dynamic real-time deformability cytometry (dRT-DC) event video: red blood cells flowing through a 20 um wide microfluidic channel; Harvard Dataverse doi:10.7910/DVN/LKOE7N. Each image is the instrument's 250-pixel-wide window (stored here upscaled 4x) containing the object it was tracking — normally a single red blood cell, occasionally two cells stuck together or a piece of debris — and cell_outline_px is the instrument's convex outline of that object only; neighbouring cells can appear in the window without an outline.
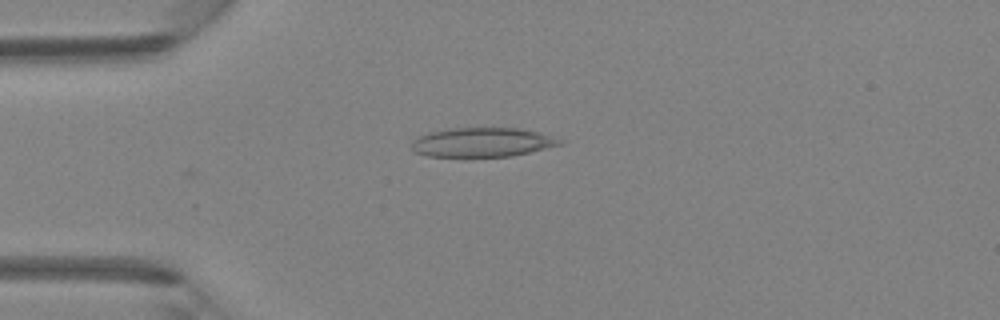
{"species": "Egyptian fruit bat (a non-hibernating species)", "species_latin": "Rousettus aegyptiacus", "temperature_condition": "room temperature", "stored_images_in_passage": 3, "camera_frame_rate_fps": 3000, "um_per_image_px": 0.085, "animal": {"sex": "female"}, "frame": {"image": 1, "passage_image": 1, "time_ms": 0.0, "image_size_px": [1000, 320], "cell_outline_px": [[564, 144], [512, 156], [428, 156], [416, 152], [412, 148], [412, 140], [416, 136], [428, 132], [448, 128], [516, 128], [536, 132], [564, 140]], "centroid_in_image_um": [40.97, 12.09], "position_along_channel_um": 44.0, "area_um2": 25.14}}